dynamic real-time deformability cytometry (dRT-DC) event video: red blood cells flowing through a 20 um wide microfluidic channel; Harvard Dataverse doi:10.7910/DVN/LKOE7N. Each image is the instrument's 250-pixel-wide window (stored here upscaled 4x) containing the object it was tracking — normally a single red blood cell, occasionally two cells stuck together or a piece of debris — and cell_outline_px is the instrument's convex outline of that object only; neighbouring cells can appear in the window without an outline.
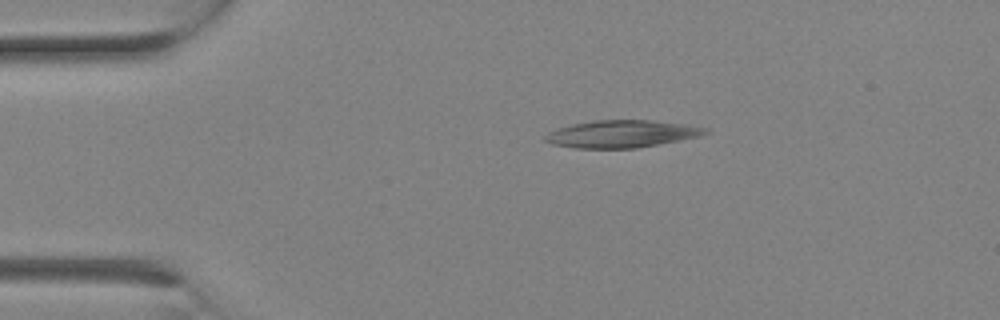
{"species": "Egyptian fruit bat (a non-hibernating species)", "species_latin": "Rousettus aegyptiacus", "temperature_condition": "room temperature", "stored_images_in_passage": 3, "camera_frame_rate_fps": 3000, "um_per_image_px": 0.085, "animal": {"sex": "female"}, "frame": {"image": 1, "passage_image": 2, "time_ms": 0.333, "image_size_px": [1000, 320], "cell_outline_px": [[712, 132], [700, 136], [636, 148], [572, 148], [552, 144], [544, 140], [544, 136], [548, 132], [556, 128], [572, 124], [596, 120], [652, 120], [684, 124], [708, 128]], "centroid_in_image_um": [52.83, 11.38], "position_along_channel_um": 32.2, "area_um2": 25.55}}
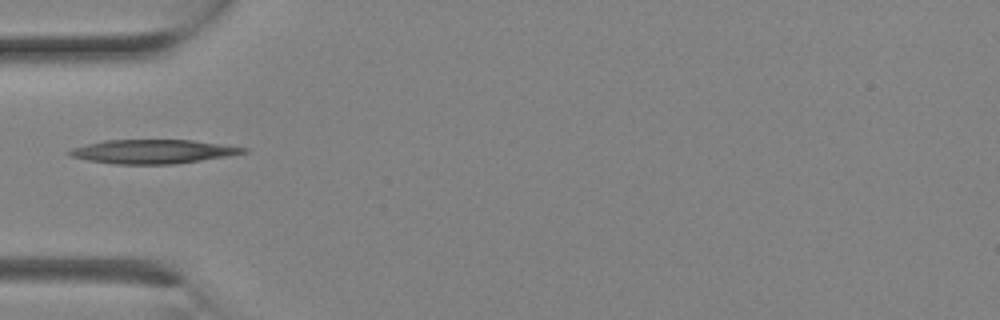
{"frame": {"image": 2, "passage_image": 3, "time_ms": 0.667, "image_size_px": [1000, 320], "cell_outline_px": [[248, 152], [228, 156], [176, 164], [116, 164], [88, 160], [68, 156], [64, 152], [72, 148], [84, 144], [104, 140], [192, 140], [248, 148]], "centroid_in_image_um": [12.94, 12.88], "position_along_channel_um": 72.1, "area_um2": 24.39}}